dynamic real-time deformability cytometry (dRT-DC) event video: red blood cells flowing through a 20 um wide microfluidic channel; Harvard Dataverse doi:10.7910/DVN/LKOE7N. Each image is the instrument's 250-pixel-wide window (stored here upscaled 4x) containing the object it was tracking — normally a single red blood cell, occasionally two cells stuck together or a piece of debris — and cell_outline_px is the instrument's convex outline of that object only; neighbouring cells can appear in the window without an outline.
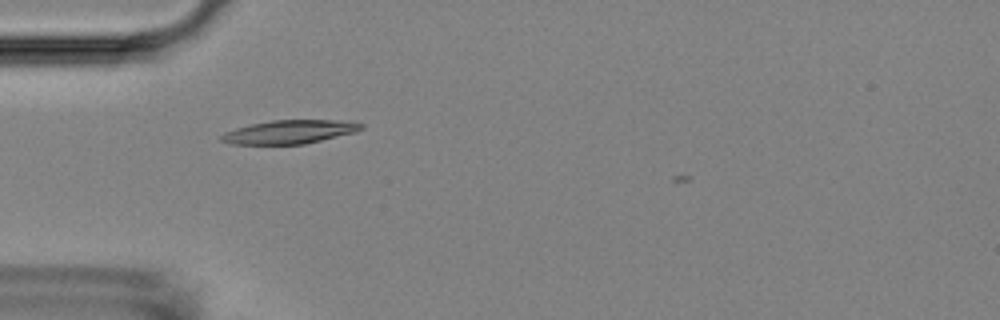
{"species": "Egyptian fruit bat (a non-hibernating species)", "species_latin": "Rousettus aegyptiacus", "temperature_condition": "room temperature", "stored_images_in_passage": 35, "camera_frame_rate_fps": 3000, "um_per_image_px": 0.085, "animal": {"sex": "female"}, "frame": {"image": 1, "passage_image": 2, "time_ms": 0.333, "image_size_px": [1000, 320], "cell_outline_px": [[364, 128], [356, 132], [304, 144], [232, 144], [220, 140], [220, 136], [224, 132], [236, 128], [252, 124], [272, 120], [352, 120], [364, 124]], "centroid_in_image_um": [24.67, 11.2], "position_along_channel_um": 60.3, "area_um2": 19.31}}
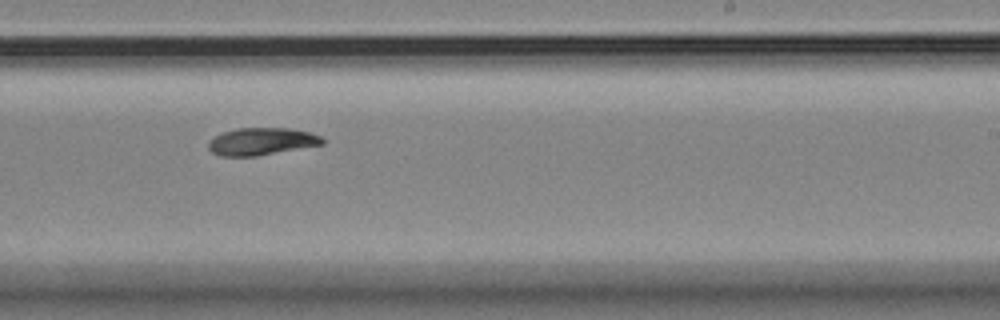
{"frame": {"image": 2, "passage_image": 19, "time_ms": 6.0, "image_size_px": [1000, 320], "cell_outline_px": [[324, 144], [256, 156], [220, 156], [212, 152], [208, 148], [208, 140], [224, 132], [236, 128], [288, 128], [308, 132], [320, 136], [324, 140]], "centroid_in_image_um": [22.2, 12.02], "position_along_channel_um": 266.8, "area_um2": 18.03}}
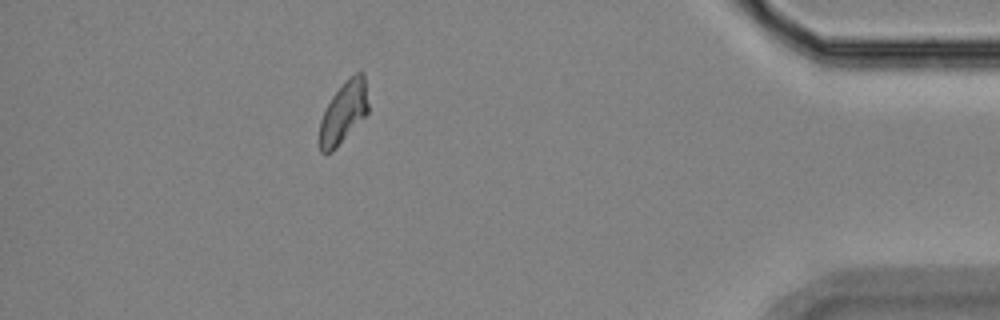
{"frame": {"image": 3, "passage_image": 34, "time_ms": 11.0, "image_size_px": [1000, 320], "cell_outline_px": [[368, 112], [336, 148], [332, 152], [320, 152], [320, 120], [332, 96], [356, 72], [364, 72], [368, 104]], "centroid_in_image_um": [29.21, 9.57], "position_along_channel_um": 406.0, "area_um2": 16.94}}